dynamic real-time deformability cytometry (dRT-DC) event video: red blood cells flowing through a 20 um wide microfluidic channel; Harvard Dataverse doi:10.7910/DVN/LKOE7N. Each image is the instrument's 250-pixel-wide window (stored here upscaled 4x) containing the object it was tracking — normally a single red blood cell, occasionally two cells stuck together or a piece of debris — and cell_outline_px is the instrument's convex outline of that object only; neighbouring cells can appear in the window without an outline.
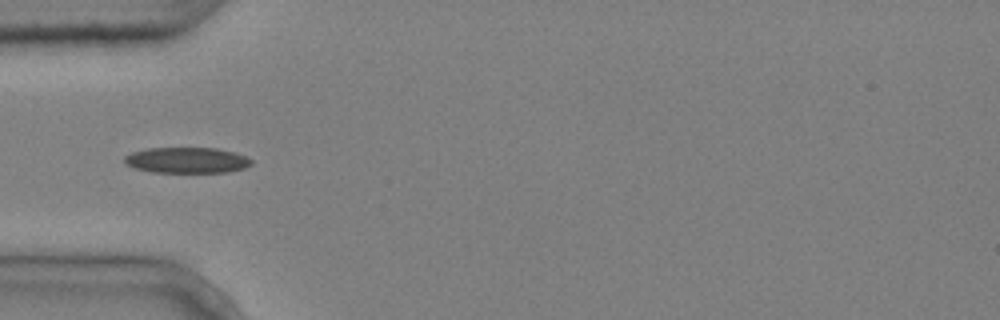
{"species": "common noctule bat (a hibernating species)", "species_latin": "Nyctalus noctula", "temperature_condition": "cold", "stored_images_in_passage": 7, "camera_frame_rate_fps": 3000, "um_per_image_px": 0.085, "animal": {"sex": "male", "body_mass_g": 20.4}, "frame": {"image": 1, "passage_image": 5, "time_ms": 1.333, "image_size_px": [1000, 320], "cell_outline_px": [[252, 164], [244, 168], [228, 172], [152, 172], [136, 168], [124, 164], [124, 156], [132, 152], [148, 148], [216, 148], [236, 152], [252, 160]], "centroid_in_image_um": [15.87, 13.61], "position_along_channel_um": 69.1, "area_um2": 19.07}}